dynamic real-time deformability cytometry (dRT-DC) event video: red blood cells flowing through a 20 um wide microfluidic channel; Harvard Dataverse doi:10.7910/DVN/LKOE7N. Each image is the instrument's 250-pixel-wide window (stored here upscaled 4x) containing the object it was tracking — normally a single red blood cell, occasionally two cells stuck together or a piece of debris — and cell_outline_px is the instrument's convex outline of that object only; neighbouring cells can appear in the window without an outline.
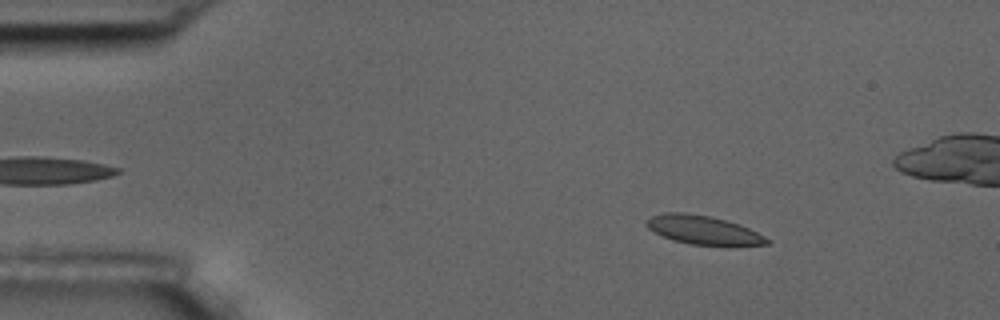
{"species": "common noctule bat (a hibernating species)", "species_latin": "Nyctalus noctula", "temperature_condition": "room temperature", "stored_images_in_passage": 5, "camera_frame_rate_fps": 3000, "um_per_image_px": 0.085, "animal": {"sex": "male", "body_mass_g": 17.5, "forearm_length_mm": 52.3}, "frame": {"image": 1, "passage_image": 1, "time_ms": 0.0, "image_size_px": [1000, 320], "cell_outline_px": [[772, 240], [768, 244], [736, 248], [732, 248], [688, 244], [672, 240], [648, 228], [644, 224], [644, 220], [652, 216], [664, 212], [684, 212], [708, 216], [724, 220], [748, 228]], "centroid_in_image_um": [59.82, 19.6], "position_along_channel_um": 25.2, "area_um2": 20.81}}